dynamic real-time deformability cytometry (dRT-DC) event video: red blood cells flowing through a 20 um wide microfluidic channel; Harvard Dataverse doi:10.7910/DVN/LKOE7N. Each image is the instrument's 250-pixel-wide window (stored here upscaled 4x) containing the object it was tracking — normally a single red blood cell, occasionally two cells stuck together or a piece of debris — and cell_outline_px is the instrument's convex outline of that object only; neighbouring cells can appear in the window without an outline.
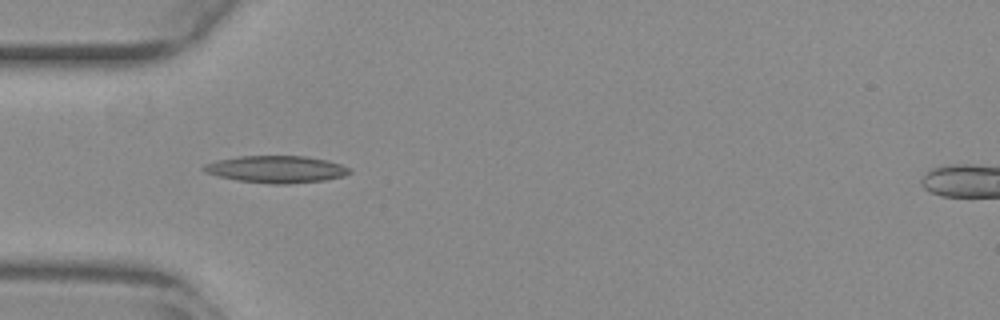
{"species": "common noctule bat (a hibernating species)", "species_latin": "Nyctalus noctula", "temperature_condition": "warm", "stored_images_in_passage": 8, "camera_frame_rate_fps": 3000, "um_per_image_px": 0.085, "animal": {"sex": "female", "body_mass_g": 29.2, "forearm_length_mm": 56.3}, "frame": {"image": 1, "passage_image": 4, "time_ms": 1.0, "image_size_px": [1000, 320], "cell_outline_px": [[352, 172], [344, 176], [324, 180], [288, 184], [272, 184], [236, 180], [216, 176], [204, 172], [200, 168], [204, 164], [216, 160], [240, 156], [304, 156], [328, 160], [340, 164], [348, 168]], "centroid_in_image_um": [23.44, 14.39], "position_along_channel_um": 61.6, "area_um2": 23.12}}
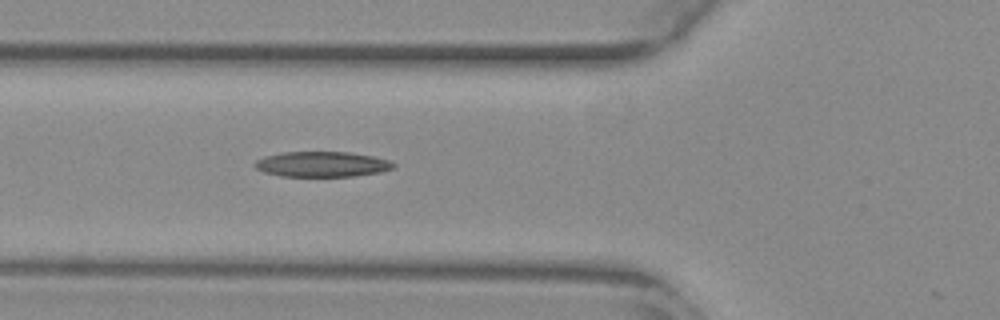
{"frame": {"image": 2, "passage_image": 7, "time_ms": 2.0, "image_size_px": [1000, 320], "cell_outline_px": [[396, 164], [392, 168], [380, 172], [356, 176], [280, 176], [264, 172], [256, 168], [252, 164], [256, 160], [264, 156], [280, 152], [348, 152], [372, 156], [392, 160]], "centroid_in_image_um": [27.36, 13.95], "position_along_channel_um": 98.4, "area_um2": 20.58}}